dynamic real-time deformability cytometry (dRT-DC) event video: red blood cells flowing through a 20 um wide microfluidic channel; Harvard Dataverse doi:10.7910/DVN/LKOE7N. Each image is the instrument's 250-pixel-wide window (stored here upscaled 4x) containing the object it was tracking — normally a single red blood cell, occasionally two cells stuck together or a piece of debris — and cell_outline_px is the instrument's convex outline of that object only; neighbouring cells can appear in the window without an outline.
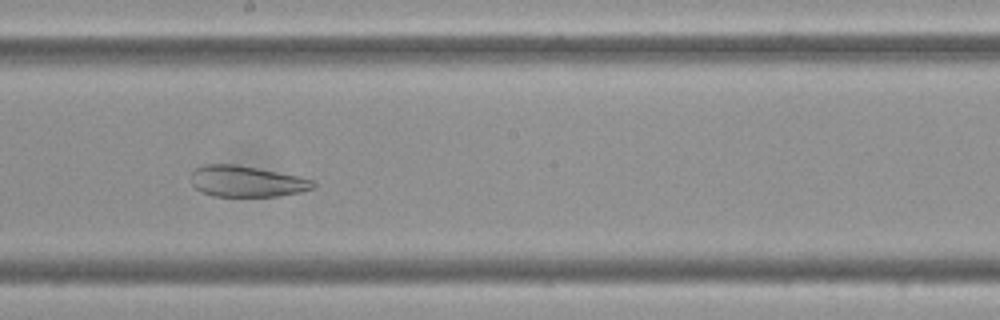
{"species": "Egyptian fruit bat (a non-hibernating species)", "species_latin": "Rousettus aegyptiacus", "temperature_condition": "cold", "stored_images_in_passage": 43, "camera_frame_rate_fps": 3000, "um_per_image_px": 0.085, "frame": {"image": 1, "passage_image": 17, "time_ms": 5.333, "image_size_px": [1000, 320], "cell_outline_px": [[316, 184], [312, 188], [300, 192], [276, 196], [212, 196], [200, 192], [192, 184], [192, 172], [196, 168], [204, 164], [236, 164], [300, 176], [312, 180]], "centroid_in_image_um": [20.94, 15.41], "position_along_channel_um": 227.3, "area_um2": 22.08}}
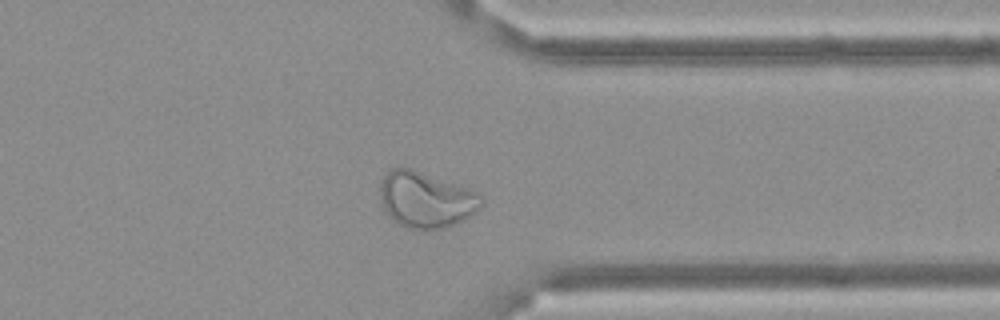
{"frame": {"image": 2, "passage_image": 30, "time_ms": 9.667, "image_size_px": [1000, 320], "cell_outline_px": [[484, 204], [480, 208], [468, 216], [444, 228], [404, 228], [388, 216], [380, 200], [380, 184], [384, 176], [392, 168], [412, 168], [468, 188], [476, 192], [484, 200]], "centroid_in_image_um": [36.18, 16.96], "position_along_channel_um": 375.2, "area_um2": 32.66}}
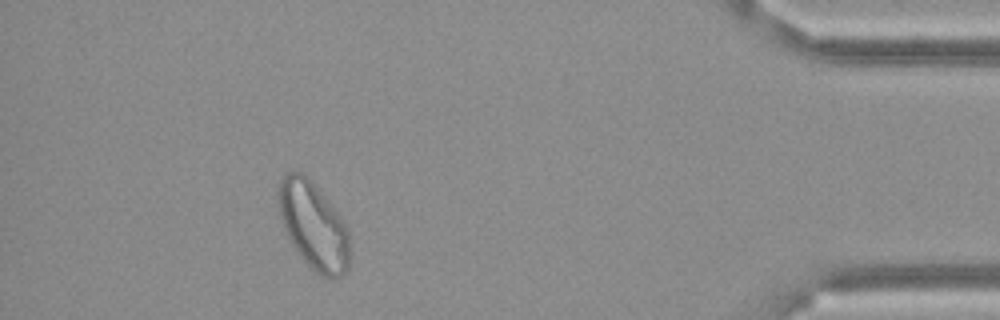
{"frame": {"image": 3, "passage_image": 37, "time_ms": 12.0, "image_size_px": [1000, 320], "cell_outline_px": [[348, 272], [336, 280], [332, 280], [316, 272], [300, 256], [292, 244], [284, 228], [280, 216], [280, 180], [288, 172], [300, 172], [316, 188], [344, 220], [348, 228]], "centroid_in_image_um": [26.68, 19.26], "position_along_channel_um": 408.5, "area_um2": 35.32}, "authors_computed_cell_mechanics": {"area_um2": 29.4202, "velocity_mm_per_s": 3.4757, "shape_relaxation_time_tau1_ms": null, "shape_relaxation_time_tau2_ms": 1.9493, "deformation_change_tau1": null, "deformation_change_tau2": 0.0951}}